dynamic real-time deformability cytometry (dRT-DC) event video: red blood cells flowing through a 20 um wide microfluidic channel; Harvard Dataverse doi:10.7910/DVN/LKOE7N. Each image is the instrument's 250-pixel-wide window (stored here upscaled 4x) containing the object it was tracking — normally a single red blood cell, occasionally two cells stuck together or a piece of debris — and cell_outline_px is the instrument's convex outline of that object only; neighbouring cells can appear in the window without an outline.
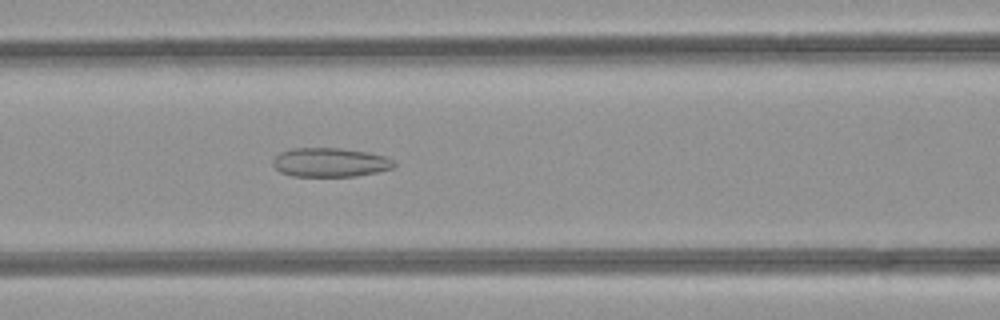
{"species": "common noctule bat (a hibernating species)", "species_latin": "Nyctalus noctula", "temperature_condition": "room temperature", "stored_images_in_passage": 44, "camera_frame_rate_fps": 3000, "um_per_image_px": 0.085, "animal": {"sex": "female", "body_mass_g": 21.9}, "frame": {"image": 1, "passage_image": 15, "time_ms": 4.667, "image_size_px": [1000, 320], "cell_outline_px": [[396, 164], [392, 168], [376, 172], [356, 176], [292, 176], [280, 172], [272, 164], [272, 160], [280, 152], [292, 148], [340, 148], [368, 152], [384, 156], [392, 160]], "centroid_in_image_um": [28.03, 13.8], "position_along_channel_um": 138.6, "area_um2": 20.46}}
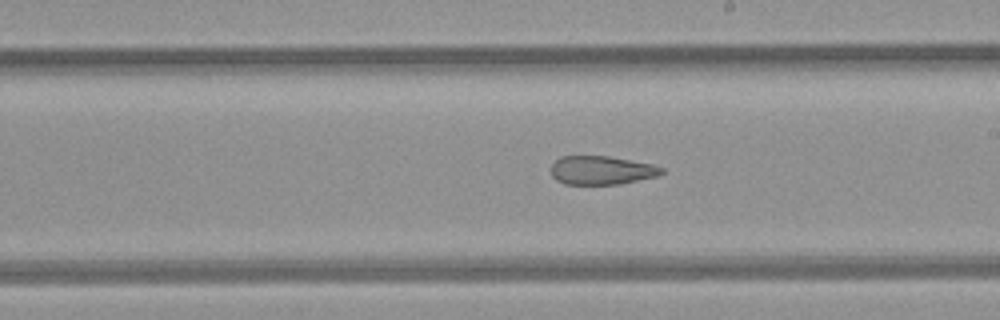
{"frame": {"image": 2, "passage_image": 22, "time_ms": 7.0, "image_size_px": [1000, 320], "cell_outline_px": [[664, 172], [660, 176], [620, 184], [564, 184], [556, 180], [552, 176], [552, 164], [560, 156], [608, 156], [652, 164], [664, 168]], "centroid_in_image_um": [51.16, 14.48], "position_along_channel_um": 237.8, "area_um2": 18.55}}
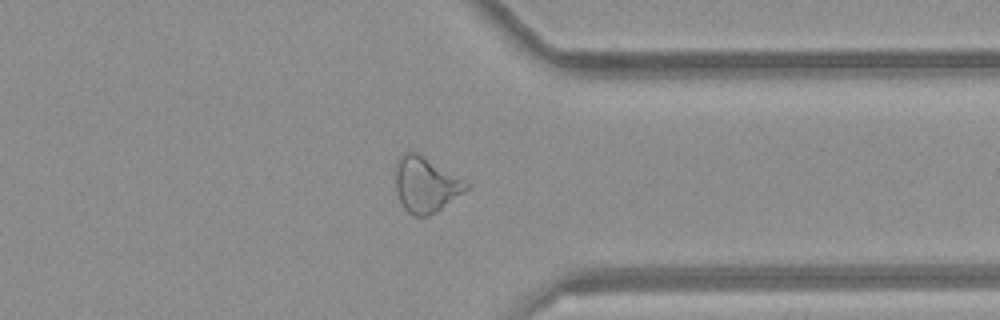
{"frame": {"image": 3, "passage_image": 32, "time_ms": 10.333, "image_size_px": [1000, 320], "cell_outline_px": [[468, 188], [436, 212], [428, 216], [412, 216], [404, 208], [396, 192], [392, 172], [396, 160], [404, 152], [416, 152], [468, 184]], "centroid_in_image_um": [36.06, 15.7], "position_along_channel_um": 375.3, "area_um2": 22.54}, "authors_computed_cell_mechanics": {"area_um2": 22.831, "velocity_mm_per_s": 4.264, "shape_relaxation_time_tau1_ms": null, "shape_relaxation_time_tau2_ms": 2.5256, "deformation_change_tau1": null, "deformation_change_tau2": 0.1238}}